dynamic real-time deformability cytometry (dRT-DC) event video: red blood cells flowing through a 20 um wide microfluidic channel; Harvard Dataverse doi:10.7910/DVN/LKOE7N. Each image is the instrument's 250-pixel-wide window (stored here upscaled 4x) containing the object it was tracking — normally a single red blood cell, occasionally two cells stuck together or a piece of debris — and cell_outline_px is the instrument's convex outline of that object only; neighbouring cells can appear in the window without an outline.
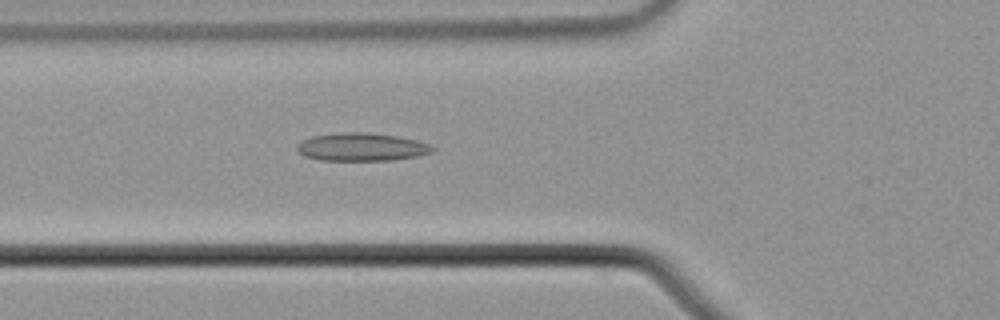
{"species": "common noctule bat (a hibernating species)", "species_latin": "Nyctalus noctula", "temperature_condition": "cold", "stored_images_in_passage": 55, "camera_frame_rate_fps": 3000, "um_per_image_px": 0.085, "animal": {"sex": "male", "body_mass_g": 21.5, "forearm_length_mm": 52.0}, "frame": {"image": 1, "passage_image": 20, "time_ms": 6.333, "image_size_px": [1000, 320], "cell_outline_px": [[436, 148], [432, 152], [416, 156], [392, 160], [320, 160], [304, 156], [296, 148], [296, 144], [312, 136], [340, 132], [368, 132], [396, 136], [416, 140], [428, 144]], "centroid_in_image_um": [30.72, 12.49], "position_along_channel_um": 95.1, "area_um2": 22.02}}
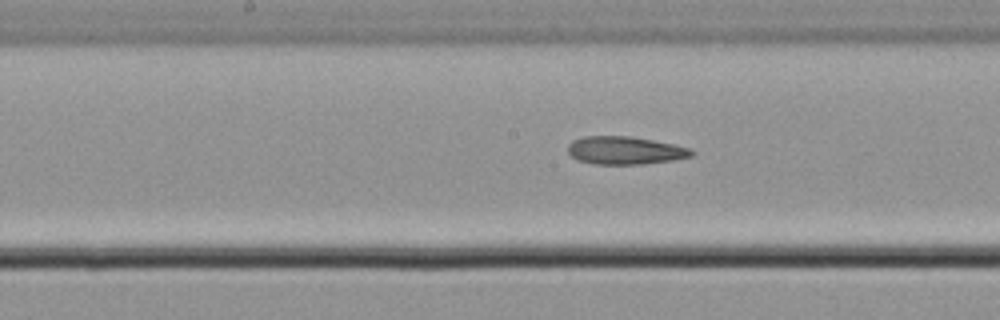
{"frame": {"image": 2, "passage_image": 28, "time_ms": 9.0, "image_size_px": [1000, 320], "cell_outline_px": [[696, 152], [692, 156], [672, 160], [644, 164], [592, 164], [580, 160], [572, 156], [568, 152], [568, 144], [572, 140], [584, 136], [632, 136], [692, 148]], "centroid_in_image_um": [53.14, 12.78], "position_along_channel_um": 195.1, "area_um2": 20.17}}
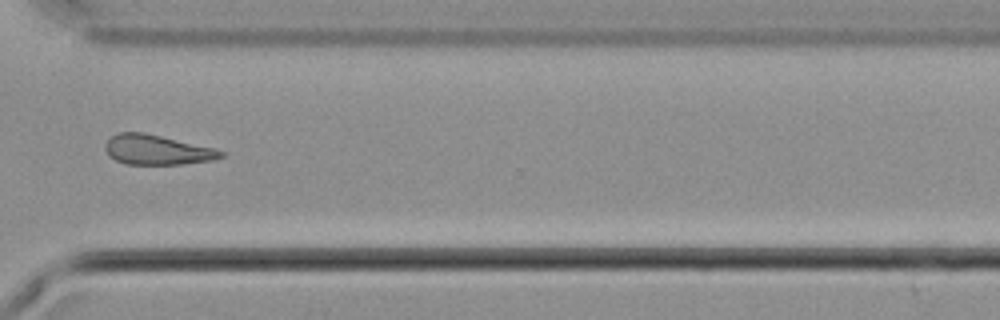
{"frame": {"image": 3, "passage_image": 41, "time_ms": 13.333, "image_size_px": [1000, 320], "cell_outline_px": [[224, 156], [212, 160], [180, 164], [124, 164], [108, 156], [104, 148], [104, 144], [112, 136], [120, 132], [144, 132], [212, 148], [224, 152]], "centroid_in_image_um": [13.28, 12.74], "position_along_channel_um": 357.3, "area_um2": 19.88}, "authors_computed_cell_mechanics": {"area_um2": 20.808, "velocity_mm_per_s": 3.7471, "shape_relaxation_time_tau1_ms": null, "shape_relaxation_time_tau2_ms": 9.6797, "deformation_change_tau1": null, "deformation_change_tau2": 0.201}}